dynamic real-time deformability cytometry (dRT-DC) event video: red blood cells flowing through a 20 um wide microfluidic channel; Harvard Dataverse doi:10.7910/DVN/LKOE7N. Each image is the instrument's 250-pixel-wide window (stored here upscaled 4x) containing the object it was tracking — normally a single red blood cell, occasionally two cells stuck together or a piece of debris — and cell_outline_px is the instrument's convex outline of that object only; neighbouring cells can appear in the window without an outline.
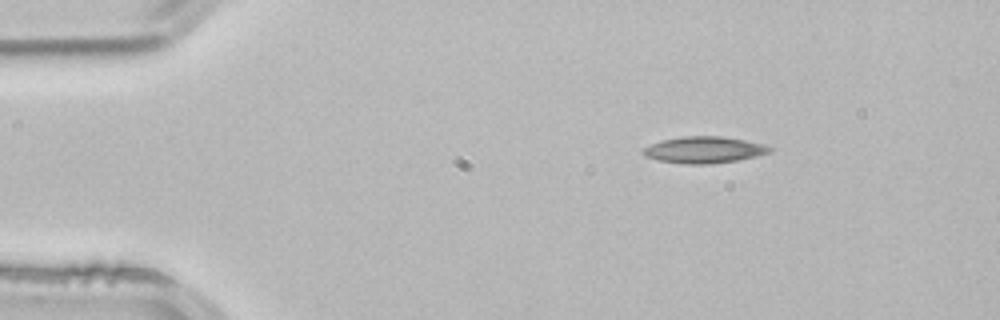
{"species": "common noctule bat (a hibernating species)", "species_latin": "Nyctalus noctula", "temperature_condition": "room temperature", "stored_images_in_passage": 3, "camera_frame_rate_fps": 3000, "um_per_image_px": 0.085, "animal": {"sex": "male", "body_mass_g": 21.5, "forearm_length_mm": 52.0}, "frame": {"image": 1, "passage_image": 1, "time_ms": 0.0, "image_size_px": [1000, 320], "cell_outline_px": [[772, 152], [756, 156], [736, 160], [712, 164], [684, 164], [660, 160], [644, 156], [640, 152], [644, 148], [660, 140], [680, 136], [720, 136], [744, 140], [764, 144], [772, 148]], "centroid_in_image_um": [59.83, 12.73], "position_along_channel_um": 25.2, "area_um2": 19.59}}